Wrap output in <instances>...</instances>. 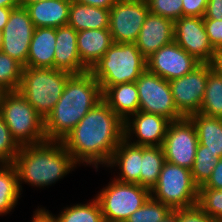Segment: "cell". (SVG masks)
Masks as SVG:
<instances>
[{"label": "cell", "mask_w": 222, "mask_h": 222, "mask_svg": "<svg viewBox=\"0 0 222 222\" xmlns=\"http://www.w3.org/2000/svg\"><path fill=\"white\" fill-rule=\"evenodd\" d=\"M124 121L102 99L62 140L77 164L107 165L124 139Z\"/></svg>", "instance_id": "1"}, {"label": "cell", "mask_w": 222, "mask_h": 222, "mask_svg": "<svg viewBox=\"0 0 222 222\" xmlns=\"http://www.w3.org/2000/svg\"><path fill=\"white\" fill-rule=\"evenodd\" d=\"M101 100L100 84L90 71L72 74L58 102L44 119L47 141H62Z\"/></svg>", "instance_id": "2"}, {"label": "cell", "mask_w": 222, "mask_h": 222, "mask_svg": "<svg viewBox=\"0 0 222 222\" xmlns=\"http://www.w3.org/2000/svg\"><path fill=\"white\" fill-rule=\"evenodd\" d=\"M20 191L22 182L44 188L63 179L78 165L62 141L21 146L14 162Z\"/></svg>", "instance_id": "3"}, {"label": "cell", "mask_w": 222, "mask_h": 222, "mask_svg": "<svg viewBox=\"0 0 222 222\" xmlns=\"http://www.w3.org/2000/svg\"><path fill=\"white\" fill-rule=\"evenodd\" d=\"M146 69V58L135 43H113L89 71L103 93L109 86L136 82Z\"/></svg>", "instance_id": "4"}, {"label": "cell", "mask_w": 222, "mask_h": 222, "mask_svg": "<svg viewBox=\"0 0 222 222\" xmlns=\"http://www.w3.org/2000/svg\"><path fill=\"white\" fill-rule=\"evenodd\" d=\"M71 75L55 68L23 67L18 91L45 119L61 97Z\"/></svg>", "instance_id": "5"}, {"label": "cell", "mask_w": 222, "mask_h": 222, "mask_svg": "<svg viewBox=\"0 0 222 222\" xmlns=\"http://www.w3.org/2000/svg\"><path fill=\"white\" fill-rule=\"evenodd\" d=\"M0 116L20 147L47 141L44 119L19 91L3 92L0 100Z\"/></svg>", "instance_id": "6"}, {"label": "cell", "mask_w": 222, "mask_h": 222, "mask_svg": "<svg viewBox=\"0 0 222 222\" xmlns=\"http://www.w3.org/2000/svg\"><path fill=\"white\" fill-rule=\"evenodd\" d=\"M199 187L194 183L191 170L165 161L151 197L172 210L197 205Z\"/></svg>", "instance_id": "7"}, {"label": "cell", "mask_w": 222, "mask_h": 222, "mask_svg": "<svg viewBox=\"0 0 222 222\" xmlns=\"http://www.w3.org/2000/svg\"><path fill=\"white\" fill-rule=\"evenodd\" d=\"M150 196V190L141 185L113 179L95 198L101 206L104 220L125 222Z\"/></svg>", "instance_id": "8"}, {"label": "cell", "mask_w": 222, "mask_h": 222, "mask_svg": "<svg viewBox=\"0 0 222 222\" xmlns=\"http://www.w3.org/2000/svg\"><path fill=\"white\" fill-rule=\"evenodd\" d=\"M135 83L139 94V111L157 114L170 121L184 118L175 106L169 81L146 69Z\"/></svg>", "instance_id": "9"}, {"label": "cell", "mask_w": 222, "mask_h": 222, "mask_svg": "<svg viewBox=\"0 0 222 222\" xmlns=\"http://www.w3.org/2000/svg\"><path fill=\"white\" fill-rule=\"evenodd\" d=\"M149 12L146 0H117L109 18L113 42L135 43Z\"/></svg>", "instance_id": "10"}, {"label": "cell", "mask_w": 222, "mask_h": 222, "mask_svg": "<svg viewBox=\"0 0 222 222\" xmlns=\"http://www.w3.org/2000/svg\"><path fill=\"white\" fill-rule=\"evenodd\" d=\"M198 144L195 126L188 117L171 121L162 145L165 161L191 170Z\"/></svg>", "instance_id": "11"}, {"label": "cell", "mask_w": 222, "mask_h": 222, "mask_svg": "<svg viewBox=\"0 0 222 222\" xmlns=\"http://www.w3.org/2000/svg\"><path fill=\"white\" fill-rule=\"evenodd\" d=\"M211 64H200L192 72L169 81L177 110L184 116L199 113Z\"/></svg>", "instance_id": "12"}, {"label": "cell", "mask_w": 222, "mask_h": 222, "mask_svg": "<svg viewBox=\"0 0 222 222\" xmlns=\"http://www.w3.org/2000/svg\"><path fill=\"white\" fill-rule=\"evenodd\" d=\"M34 25L28 9L23 6L13 8L5 27L3 28V43L1 52L27 67V58Z\"/></svg>", "instance_id": "13"}, {"label": "cell", "mask_w": 222, "mask_h": 222, "mask_svg": "<svg viewBox=\"0 0 222 222\" xmlns=\"http://www.w3.org/2000/svg\"><path fill=\"white\" fill-rule=\"evenodd\" d=\"M174 41L201 64H210L218 54L209 41L203 17L182 16L177 19Z\"/></svg>", "instance_id": "14"}, {"label": "cell", "mask_w": 222, "mask_h": 222, "mask_svg": "<svg viewBox=\"0 0 222 222\" xmlns=\"http://www.w3.org/2000/svg\"><path fill=\"white\" fill-rule=\"evenodd\" d=\"M146 64L149 72L170 81L192 72L201 63L173 41L148 57Z\"/></svg>", "instance_id": "15"}, {"label": "cell", "mask_w": 222, "mask_h": 222, "mask_svg": "<svg viewBox=\"0 0 222 222\" xmlns=\"http://www.w3.org/2000/svg\"><path fill=\"white\" fill-rule=\"evenodd\" d=\"M170 122L163 116L137 111L124 122V138L134 145L162 146Z\"/></svg>", "instance_id": "16"}, {"label": "cell", "mask_w": 222, "mask_h": 222, "mask_svg": "<svg viewBox=\"0 0 222 222\" xmlns=\"http://www.w3.org/2000/svg\"><path fill=\"white\" fill-rule=\"evenodd\" d=\"M174 41V22L151 12L146 17L135 45L147 59L162 46Z\"/></svg>", "instance_id": "17"}, {"label": "cell", "mask_w": 222, "mask_h": 222, "mask_svg": "<svg viewBox=\"0 0 222 222\" xmlns=\"http://www.w3.org/2000/svg\"><path fill=\"white\" fill-rule=\"evenodd\" d=\"M78 32L71 26L56 28L54 68L70 74H81L89 69L81 62L77 47Z\"/></svg>", "instance_id": "18"}, {"label": "cell", "mask_w": 222, "mask_h": 222, "mask_svg": "<svg viewBox=\"0 0 222 222\" xmlns=\"http://www.w3.org/2000/svg\"><path fill=\"white\" fill-rule=\"evenodd\" d=\"M141 160L142 146L131 144L124 138L114 150L106 167H119L120 173L114 179L140 185Z\"/></svg>", "instance_id": "19"}, {"label": "cell", "mask_w": 222, "mask_h": 222, "mask_svg": "<svg viewBox=\"0 0 222 222\" xmlns=\"http://www.w3.org/2000/svg\"><path fill=\"white\" fill-rule=\"evenodd\" d=\"M113 43L109 29H88L78 32L77 47L81 62L90 70Z\"/></svg>", "instance_id": "20"}, {"label": "cell", "mask_w": 222, "mask_h": 222, "mask_svg": "<svg viewBox=\"0 0 222 222\" xmlns=\"http://www.w3.org/2000/svg\"><path fill=\"white\" fill-rule=\"evenodd\" d=\"M71 0H42L26 6L35 28H58L68 23Z\"/></svg>", "instance_id": "21"}, {"label": "cell", "mask_w": 222, "mask_h": 222, "mask_svg": "<svg viewBox=\"0 0 222 222\" xmlns=\"http://www.w3.org/2000/svg\"><path fill=\"white\" fill-rule=\"evenodd\" d=\"M102 99L124 122L139 111V94L135 82L109 86L102 93Z\"/></svg>", "instance_id": "22"}, {"label": "cell", "mask_w": 222, "mask_h": 222, "mask_svg": "<svg viewBox=\"0 0 222 222\" xmlns=\"http://www.w3.org/2000/svg\"><path fill=\"white\" fill-rule=\"evenodd\" d=\"M56 28H35L29 47L27 67L54 68Z\"/></svg>", "instance_id": "23"}, {"label": "cell", "mask_w": 222, "mask_h": 222, "mask_svg": "<svg viewBox=\"0 0 222 222\" xmlns=\"http://www.w3.org/2000/svg\"><path fill=\"white\" fill-rule=\"evenodd\" d=\"M110 9L98 8L71 0L67 25L77 32L88 29H109Z\"/></svg>", "instance_id": "24"}, {"label": "cell", "mask_w": 222, "mask_h": 222, "mask_svg": "<svg viewBox=\"0 0 222 222\" xmlns=\"http://www.w3.org/2000/svg\"><path fill=\"white\" fill-rule=\"evenodd\" d=\"M195 126L198 141L204 145V150L222 157V118H215L194 113L188 116Z\"/></svg>", "instance_id": "25"}, {"label": "cell", "mask_w": 222, "mask_h": 222, "mask_svg": "<svg viewBox=\"0 0 222 222\" xmlns=\"http://www.w3.org/2000/svg\"><path fill=\"white\" fill-rule=\"evenodd\" d=\"M20 195L15 166L12 163H0V216L12 212Z\"/></svg>", "instance_id": "26"}, {"label": "cell", "mask_w": 222, "mask_h": 222, "mask_svg": "<svg viewBox=\"0 0 222 222\" xmlns=\"http://www.w3.org/2000/svg\"><path fill=\"white\" fill-rule=\"evenodd\" d=\"M164 163L162 146H142L140 185L151 191L159 179Z\"/></svg>", "instance_id": "27"}, {"label": "cell", "mask_w": 222, "mask_h": 222, "mask_svg": "<svg viewBox=\"0 0 222 222\" xmlns=\"http://www.w3.org/2000/svg\"><path fill=\"white\" fill-rule=\"evenodd\" d=\"M199 113L209 117L222 118V79L213 69L208 74Z\"/></svg>", "instance_id": "28"}, {"label": "cell", "mask_w": 222, "mask_h": 222, "mask_svg": "<svg viewBox=\"0 0 222 222\" xmlns=\"http://www.w3.org/2000/svg\"><path fill=\"white\" fill-rule=\"evenodd\" d=\"M89 203L76 204L65 207L59 215H54L57 222H103L101 206L98 200L93 197Z\"/></svg>", "instance_id": "29"}, {"label": "cell", "mask_w": 222, "mask_h": 222, "mask_svg": "<svg viewBox=\"0 0 222 222\" xmlns=\"http://www.w3.org/2000/svg\"><path fill=\"white\" fill-rule=\"evenodd\" d=\"M22 70L23 66L18 61L0 51V89L2 91H18Z\"/></svg>", "instance_id": "30"}, {"label": "cell", "mask_w": 222, "mask_h": 222, "mask_svg": "<svg viewBox=\"0 0 222 222\" xmlns=\"http://www.w3.org/2000/svg\"><path fill=\"white\" fill-rule=\"evenodd\" d=\"M218 160L219 158L215 157L214 153L204 150V145L198 144L194 165L191 169L192 178L198 187L203 186L211 177Z\"/></svg>", "instance_id": "31"}, {"label": "cell", "mask_w": 222, "mask_h": 222, "mask_svg": "<svg viewBox=\"0 0 222 222\" xmlns=\"http://www.w3.org/2000/svg\"><path fill=\"white\" fill-rule=\"evenodd\" d=\"M172 209L151 196L125 222H160Z\"/></svg>", "instance_id": "32"}, {"label": "cell", "mask_w": 222, "mask_h": 222, "mask_svg": "<svg viewBox=\"0 0 222 222\" xmlns=\"http://www.w3.org/2000/svg\"><path fill=\"white\" fill-rule=\"evenodd\" d=\"M197 206L215 221L222 222V190L199 188Z\"/></svg>", "instance_id": "33"}, {"label": "cell", "mask_w": 222, "mask_h": 222, "mask_svg": "<svg viewBox=\"0 0 222 222\" xmlns=\"http://www.w3.org/2000/svg\"><path fill=\"white\" fill-rule=\"evenodd\" d=\"M20 148L6 122L0 116V163H13Z\"/></svg>", "instance_id": "34"}, {"label": "cell", "mask_w": 222, "mask_h": 222, "mask_svg": "<svg viewBox=\"0 0 222 222\" xmlns=\"http://www.w3.org/2000/svg\"><path fill=\"white\" fill-rule=\"evenodd\" d=\"M149 11L175 22L183 16L182 0H146Z\"/></svg>", "instance_id": "35"}, {"label": "cell", "mask_w": 222, "mask_h": 222, "mask_svg": "<svg viewBox=\"0 0 222 222\" xmlns=\"http://www.w3.org/2000/svg\"><path fill=\"white\" fill-rule=\"evenodd\" d=\"M212 47L219 53L222 50V20L203 19Z\"/></svg>", "instance_id": "36"}, {"label": "cell", "mask_w": 222, "mask_h": 222, "mask_svg": "<svg viewBox=\"0 0 222 222\" xmlns=\"http://www.w3.org/2000/svg\"><path fill=\"white\" fill-rule=\"evenodd\" d=\"M178 222H217L203 212L197 205L178 209Z\"/></svg>", "instance_id": "37"}, {"label": "cell", "mask_w": 222, "mask_h": 222, "mask_svg": "<svg viewBox=\"0 0 222 222\" xmlns=\"http://www.w3.org/2000/svg\"><path fill=\"white\" fill-rule=\"evenodd\" d=\"M183 16L204 17L208 0H182Z\"/></svg>", "instance_id": "38"}, {"label": "cell", "mask_w": 222, "mask_h": 222, "mask_svg": "<svg viewBox=\"0 0 222 222\" xmlns=\"http://www.w3.org/2000/svg\"><path fill=\"white\" fill-rule=\"evenodd\" d=\"M199 188L222 190V157L219 158L216 166L214 167L211 177L203 186Z\"/></svg>", "instance_id": "39"}, {"label": "cell", "mask_w": 222, "mask_h": 222, "mask_svg": "<svg viewBox=\"0 0 222 222\" xmlns=\"http://www.w3.org/2000/svg\"><path fill=\"white\" fill-rule=\"evenodd\" d=\"M203 19L222 20V0H208Z\"/></svg>", "instance_id": "40"}, {"label": "cell", "mask_w": 222, "mask_h": 222, "mask_svg": "<svg viewBox=\"0 0 222 222\" xmlns=\"http://www.w3.org/2000/svg\"><path fill=\"white\" fill-rule=\"evenodd\" d=\"M34 213L31 222H57L55 216H53L54 214L45 208L38 207Z\"/></svg>", "instance_id": "41"}, {"label": "cell", "mask_w": 222, "mask_h": 222, "mask_svg": "<svg viewBox=\"0 0 222 222\" xmlns=\"http://www.w3.org/2000/svg\"><path fill=\"white\" fill-rule=\"evenodd\" d=\"M77 3L87 4L103 9H110L117 0H72Z\"/></svg>", "instance_id": "42"}, {"label": "cell", "mask_w": 222, "mask_h": 222, "mask_svg": "<svg viewBox=\"0 0 222 222\" xmlns=\"http://www.w3.org/2000/svg\"><path fill=\"white\" fill-rule=\"evenodd\" d=\"M13 8L0 7V30H3Z\"/></svg>", "instance_id": "43"}, {"label": "cell", "mask_w": 222, "mask_h": 222, "mask_svg": "<svg viewBox=\"0 0 222 222\" xmlns=\"http://www.w3.org/2000/svg\"><path fill=\"white\" fill-rule=\"evenodd\" d=\"M210 64L212 65V69L222 79V54L219 52Z\"/></svg>", "instance_id": "44"}, {"label": "cell", "mask_w": 222, "mask_h": 222, "mask_svg": "<svg viewBox=\"0 0 222 222\" xmlns=\"http://www.w3.org/2000/svg\"><path fill=\"white\" fill-rule=\"evenodd\" d=\"M160 222H178V209L172 210L166 217Z\"/></svg>", "instance_id": "45"}, {"label": "cell", "mask_w": 222, "mask_h": 222, "mask_svg": "<svg viewBox=\"0 0 222 222\" xmlns=\"http://www.w3.org/2000/svg\"><path fill=\"white\" fill-rule=\"evenodd\" d=\"M19 6L18 0H0V7L15 8Z\"/></svg>", "instance_id": "46"}, {"label": "cell", "mask_w": 222, "mask_h": 222, "mask_svg": "<svg viewBox=\"0 0 222 222\" xmlns=\"http://www.w3.org/2000/svg\"><path fill=\"white\" fill-rule=\"evenodd\" d=\"M18 1H19V6L26 7L29 4L39 2V1H42V0H18Z\"/></svg>", "instance_id": "47"}, {"label": "cell", "mask_w": 222, "mask_h": 222, "mask_svg": "<svg viewBox=\"0 0 222 222\" xmlns=\"http://www.w3.org/2000/svg\"><path fill=\"white\" fill-rule=\"evenodd\" d=\"M2 43H3V31L0 30V50H1V47H2Z\"/></svg>", "instance_id": "48"}, {"label": "cell", "mask_w": 222, "mask_h": 222, "mask_svg": "<svg viewBox=\"0 0 222 222\" xmlns=\"http://www.w3.org/2000/svg\"><path fill=\"white\" fill-rule=\"evenodd\" d=\"M3 92H4V91H2V90L0 89V100H1V96H2Z\"/></svg>", "instance_id": "49"}]
</instances>
